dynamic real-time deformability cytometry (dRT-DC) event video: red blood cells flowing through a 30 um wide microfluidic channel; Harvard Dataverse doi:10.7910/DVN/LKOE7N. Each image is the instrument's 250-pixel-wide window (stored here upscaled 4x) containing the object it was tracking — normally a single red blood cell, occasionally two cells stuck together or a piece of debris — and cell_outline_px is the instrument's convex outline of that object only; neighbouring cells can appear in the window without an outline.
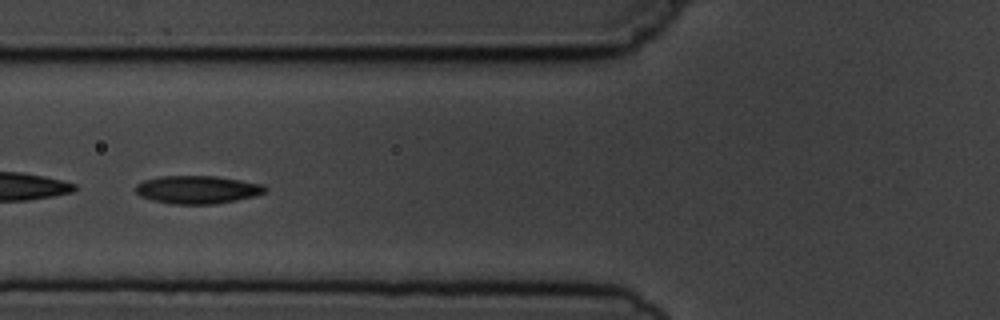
{"species": "common noctule bat (a hibernating species)", "species_latin": "Nyctalus noctula", "temperature_condition": "cold", "stored_images_in_passage": 6, "camera_frame_rate_fps": 3000, "um_per_image_px": 0.085, "animal": {"sex": "male", "body_mass_g": 19.5, "forearm_length_mm": 54.6}, "frame": {"image": 1, "passage_image": 6, "time_ms": 6.0, "image_size_px": [1000, 320], "cell_outline_px": [[268, 188], [264, 192], [256, 196], [236, 200], [212, 204], [172, 204], [152, 200], [140, 196], [136, 192], [136, 184], [144, 180], [160, 176], [216, 176], [264, 184]], "centroid_in_image_um": [16.79, 16.12], "position_along_channel_um": 109.0, "area_um2": 21.15}}